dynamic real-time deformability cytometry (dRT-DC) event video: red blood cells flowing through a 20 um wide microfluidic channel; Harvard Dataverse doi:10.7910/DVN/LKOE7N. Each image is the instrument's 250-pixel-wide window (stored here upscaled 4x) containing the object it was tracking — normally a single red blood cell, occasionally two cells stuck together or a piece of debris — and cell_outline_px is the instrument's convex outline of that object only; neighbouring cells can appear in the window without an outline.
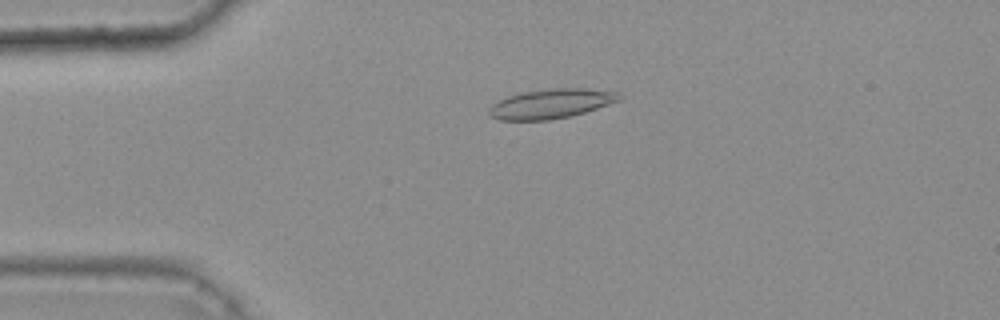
{"species": "common noctule bat (a hibernating species)", "species_latin": "Nyctalus noctula", "temperature_condition": "warm", "stored_images_in_passage": 48, "camera_frame_rate_fps": 3000, "um_per_image_px": 0.085, "animal": {"sex": "female", "body_mass_g": 25.1}, "frame": {"image": 1, "passage_image": 12, "time_ms": 3.667, "image_size_px": [1000, 320], "cell_outline_px": [[624, 100], [572, 116], [552, 120], [500, 120], [488, 116], [488, 108], [492, 104], [508, 96], [520, 92], [552, 88], [584, 88], [620, 92], [624, 96]], "centroid_in_image_um": [46.89, 8.81], "position_along_channel_um": 38.1, "area_um2": 22.89}}
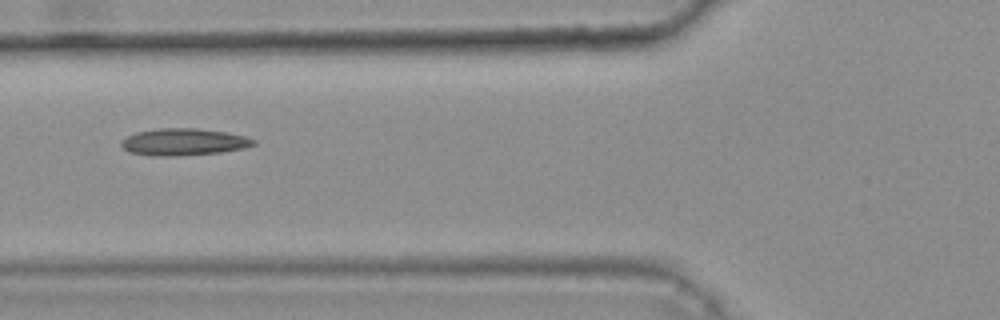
{"frame": {"image": 2, "passage_image": 20, "time_ms": 6.333, "image_size_px": [1000, 320], "cell_outline_px": [[256, 144], [244, 148], [220, 152], [180, 156], [152, 156], [128, 152], [120, 144], [120, 140], [136, 132], [156, 128], [196, 128], [228, 132], [244, 136], [256, 140]], "centroid_in_image_um": [15.59, 12.06], "position_along_channel_um": 110.2, "area_um2": 20.98}}
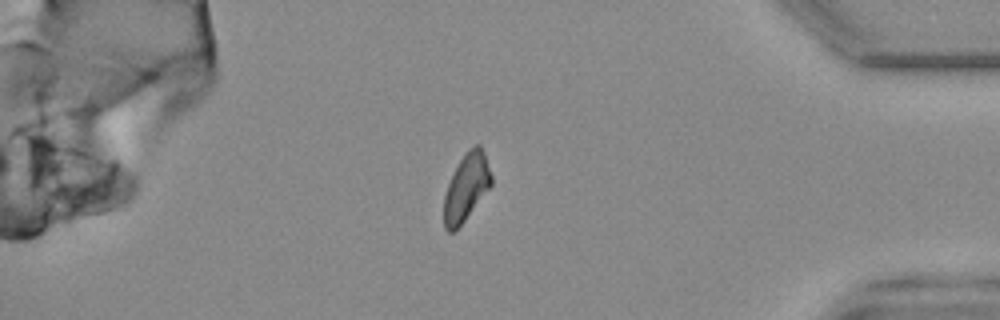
{"frame": {"image": 3, "passage_image": 45, "time_ms": 14.667, "image_size_px": [1000, 320], "cell_outline_px": [[492, 184], [464, 220], [452, 232], [448, 232], [444, 228], [444, 196], [448, 184], [464, 152], [472, 144], [480, 144], [484, 152], [492, 176]], "centroid_in_image_um": [39.64, 15.87], "position_along_channel_um": 395.6, "area_um2": 18.26}, "authors_computed_cell_mechanics": {"area_um2": 19.7387, "velocity_mm_per_s": 3.802, "shape_relaxation_time_tau1_ms": null, "shape_relaxation_time_tau2_ms": 7.8637, "deformation_change_tau1": null, "deformation_change_tau2": 0.1601}}